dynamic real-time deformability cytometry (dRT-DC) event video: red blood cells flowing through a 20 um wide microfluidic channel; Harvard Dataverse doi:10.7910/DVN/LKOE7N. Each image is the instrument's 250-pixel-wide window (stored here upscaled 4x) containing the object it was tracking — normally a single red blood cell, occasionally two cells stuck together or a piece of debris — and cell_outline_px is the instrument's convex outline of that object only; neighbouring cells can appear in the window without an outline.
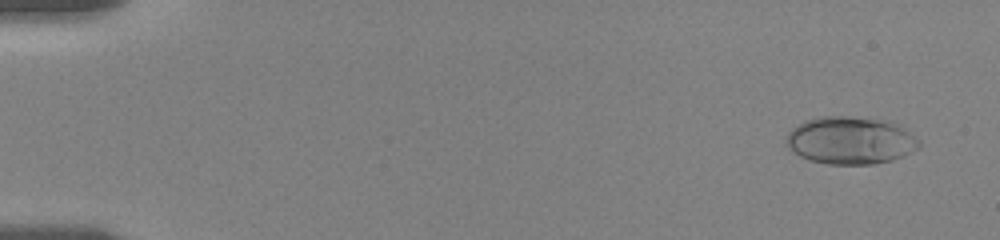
{"species": "human", "species_latin": "Homo sapiens", "temperature_condition": "room temperature", "stored_images_in_passage": 12, "camera_frame_rate_fps": 3000, "um_per_image_px": 0.085, "donor": {"sex": "female"}, "frame": {"image": 1, "passage_image": 2, "time_ms": 0.667, "image_size_px": [1000, 240], "cell_outline_px": [[920, 148], [904, 156], [892, 160], [872, 164], [828, 164], [812, 160], [800, 156], [792, 152], [784, 144], [784, 140], [788, 132], [792, 128], [804, 120], [820, 116], [844, 116], [888, 120], [896, 124], [920, 140]], "centroid_in_image_um": [72.26, 11.93], "position_along_channel_um": 12.7, "area_um2": 37.05}}
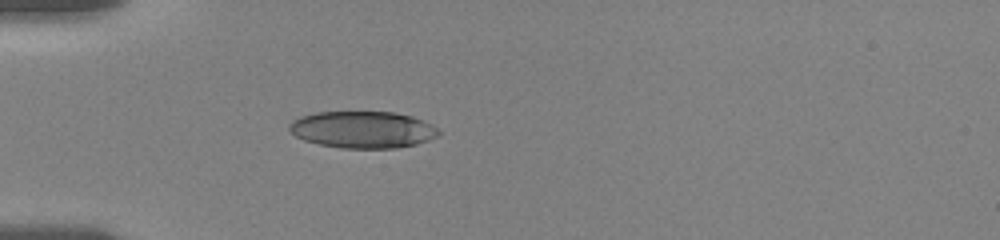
{"frame": {"image": 2, "passage_image": 8, "time_ms": 5.333, "image_size_px": [1000, 240], "cell_outline_px": [[440, 132], [436, 136], [428, 140], [416, 144], [396, 148], [340, 148], [320, 144], [304, 140], [288, 132], [288, 124], [292, 120], [300, 116], [316, 112], [396, 112], [412, 116], [424, 120], [436, 128]], "centroid_in_image_um": [30.79, 11.01], "position_along_channel_um": 54.2, "area_um2": 32.19}}
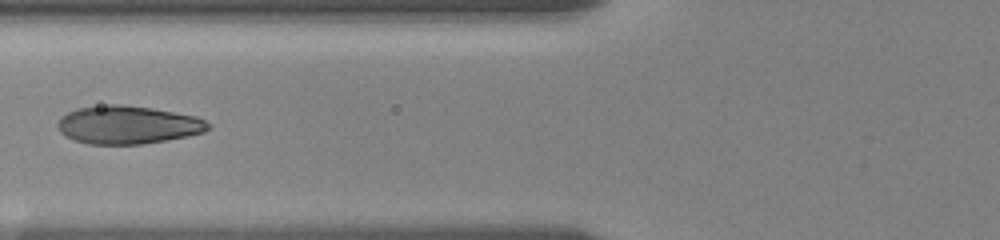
{"frame": {"image": 3, "passage_image": 11, "time_ms": 7.333, "image_size_px": [1000, 240], "cell_outline_px": [[212, 128], [204, 132], [188, 136], [144, 144], [88, 144], [64, 136], [60, 132], [56, 124], [68, 112], [76, 108], [108, 104], [120, 104], [152, 108], [196, 116], [212, 124]], "centroid_in_image_um": [10.89, 10.61], "position_along_channel_um": 114.9, "area_um2": 33.52}}